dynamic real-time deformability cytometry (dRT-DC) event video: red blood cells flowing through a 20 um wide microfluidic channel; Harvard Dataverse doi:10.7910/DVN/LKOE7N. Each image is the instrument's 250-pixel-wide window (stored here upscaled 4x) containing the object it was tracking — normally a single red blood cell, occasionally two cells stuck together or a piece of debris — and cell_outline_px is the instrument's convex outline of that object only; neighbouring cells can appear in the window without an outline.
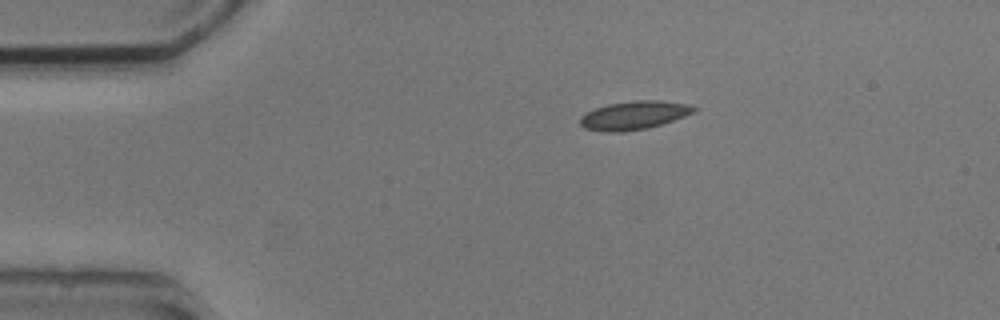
{"species": "common noctule bat (a hibernating species)", "species_latin": "Nyctalus noctula", "temperature_condition": "cold", "stored_images_in_passage": 5, "camera_frame_rate_fps": 3000, "um_per_image_px": 0.085, "animal": {"sex": "male", "body_mass_g": 20.5, "forearm_length_mm": 52.5}, "frame": {"image": 1, "passage_image": 1, "time_ms": 0.0, "image_size_px": [1000, 320], "cell_outline_px": [[700, 108], [684, 116], [648, 128], [620, 132], [604, 132], [584, 128], [580, 124], [580, 116], [596, 108], [608, 104], [632, 100], [660, 100], [688, 104]], "centroid_in_image_um": [53.88, 9.79], "position_along_channel_um": 31.1, "area_um2": 18.79}}
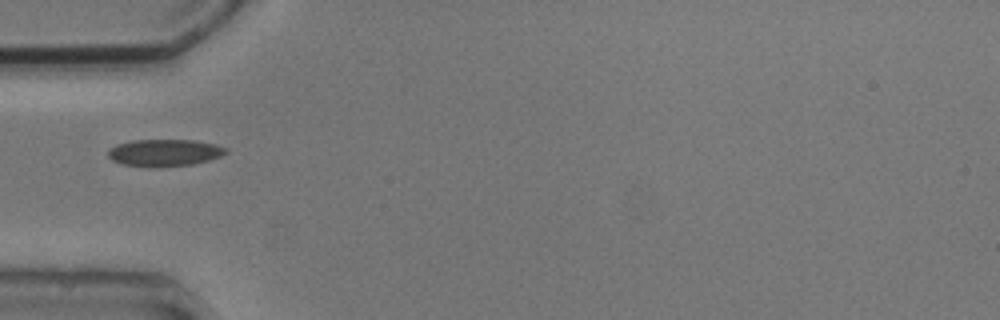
{"frame": {"image": 2, "passage_image": 2, "time_ms": 2.333, "image_size_px": [1000, 320], "cell_outline_px": [[228, 152], [220, 156], [208, 160], [192, 164], [156, 168], [152, 168], [120, 164], [112, 160], [108, 156], [108, 148], [116, 144], [132, 140], [192, 140], [216, 144], [228, 148]], "centroid_in_image_um": [13.94, 12.99], "position_along_channel_um": 71.1, "area_um2": 18.84}}